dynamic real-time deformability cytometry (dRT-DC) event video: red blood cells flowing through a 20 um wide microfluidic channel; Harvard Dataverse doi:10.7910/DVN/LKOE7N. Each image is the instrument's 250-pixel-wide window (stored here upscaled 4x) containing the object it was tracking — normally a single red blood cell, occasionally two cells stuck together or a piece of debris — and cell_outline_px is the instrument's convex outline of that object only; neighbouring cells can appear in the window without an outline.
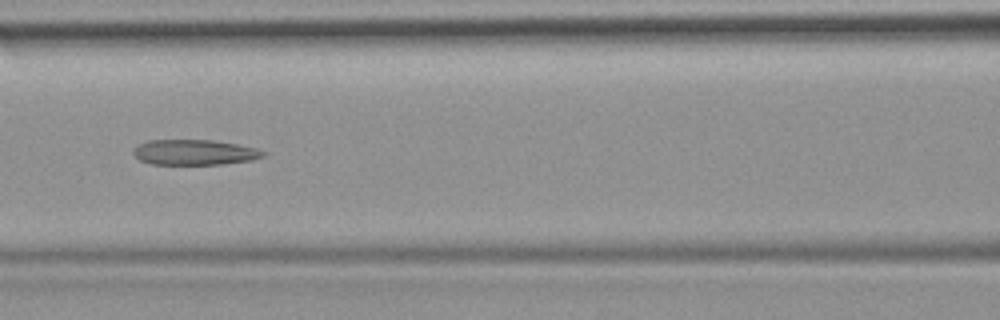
{"species": "common noctule bat (a hibernating species)", "species_latin": "Nyctalus noctula", "temperature_condition": "room temperature", "stored_images_in_passage": 39, "camera_frame_rate_fps": 3000, "um_per_image_px": 0.085, "animal": {"sex": "female", "body_mass_g": 19.9}, "frame": {"image": 1, "passage_image": 17, "time_ms": 5.333, "image_size_px": [1000, 320], "cell_outline_px": [[268, 152], [264, 156], [252, 160], [224, 164], [152, 164], [140, 160], [132, 152], [140, 144], [148, 140], [212, 140], [236, 144], [256, 148]], "centroid_in_image_um": [16.57, 12.95], "position_along_channel_um": 150.0, "area_um2": 19.07}, "authors_computed_cell_mechanics": {"area_um2": 20.519, "velocity_mm_per_s": 3.9486, "shape_relaxation_time_tau1_ms": null, "shape_relaxation_time_tau2_ms": 5.6013, "deformation_change_tau1": null, "deformation_change_tau2": 0.1927}}